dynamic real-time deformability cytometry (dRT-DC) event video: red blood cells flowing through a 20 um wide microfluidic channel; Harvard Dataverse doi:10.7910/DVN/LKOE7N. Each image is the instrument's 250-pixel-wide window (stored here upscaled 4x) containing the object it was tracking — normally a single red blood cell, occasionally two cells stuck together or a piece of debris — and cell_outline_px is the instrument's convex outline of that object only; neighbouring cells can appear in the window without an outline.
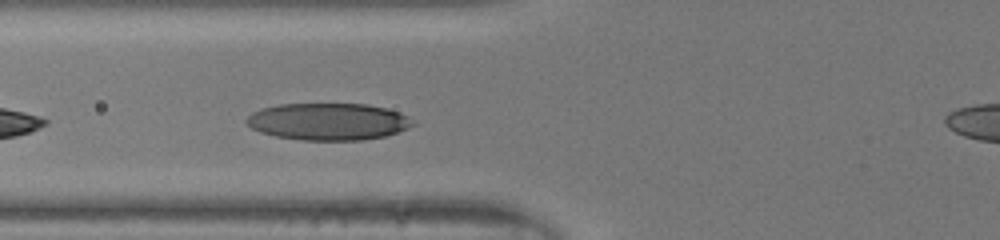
{"species": "human", "species_latin": "Homo sapiens", "temperature_condition": "room temperature", "stored_images_in_passage": 25, "camera_frame_rate_fps": 3000, "um_per_image_px": 0.085, "donor": {"sex": "male"}, "frame": {"image": 1, "passage_image": 3, "time_ms": 0.667, "image_size_px": [1000, 240], "cell_outline_px": [[416, 124], [408, 128], [384, 136], [360, 140], [300, 140], [276, 136], [260, 132], [252, 128], [244, 120], [252, 112], [264, 108], [280, 104], [368, 104], [388, 108], [400, 112], [408, 116]], "centroid_in_image_um": [27.92, 10.33], "position_along_channel_um": 97.9, "area_um2": 35.89}}
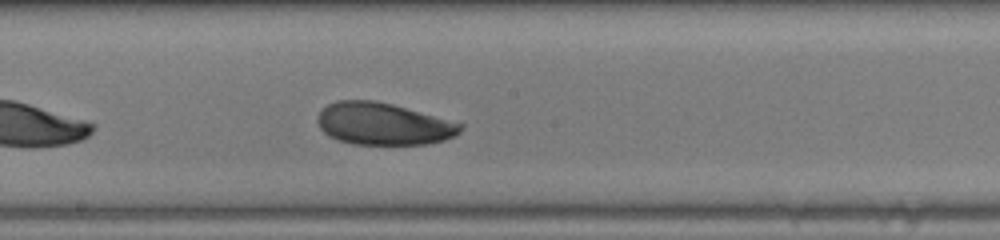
{"frame": {"image": 2, "passage_image": 11, "time_ms": 3.333, "image_size_px": [1000, 240], "cell_outline_px": [[464, 128], [456, 136], [444, 140], [428, 144], [352, 144], [328, 136], [320, 128], [316, 120], [320, 112], [328, 104], [336, 100], [376, 100], [392, 104], [464, 124]], "centroid_in_image_um": [32.58, 10.53], "position_along_channel_um": 215.6, "area_um2": 35.08}}
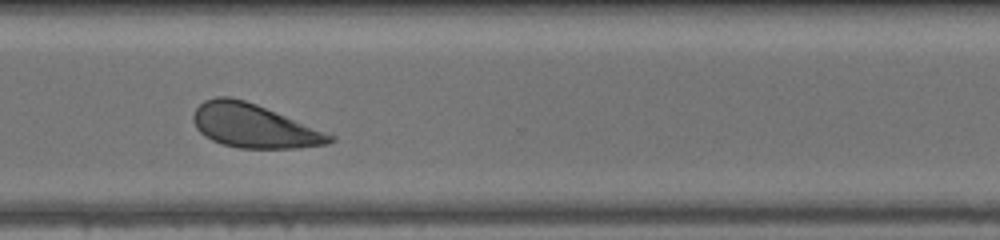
{"frame": {"image": 3, "passage_image": 20, "time_ms": 6.333, "image_size_px": [1000, 240], "cell_outline_px": [[336, 140], [328, 144], [296, 148], [240, 148], [220, 144], [204, 136], [196, 128], [192, 120], [192, 116], [196, 108], [204, 100], [216, 96], [228, 96], [244, 100], [256, 104], [336, 136]], "centroid_in_image_um": [21.55, 10.71], "position_along_channel_um": 349.0, "area_um2": 34.74}}